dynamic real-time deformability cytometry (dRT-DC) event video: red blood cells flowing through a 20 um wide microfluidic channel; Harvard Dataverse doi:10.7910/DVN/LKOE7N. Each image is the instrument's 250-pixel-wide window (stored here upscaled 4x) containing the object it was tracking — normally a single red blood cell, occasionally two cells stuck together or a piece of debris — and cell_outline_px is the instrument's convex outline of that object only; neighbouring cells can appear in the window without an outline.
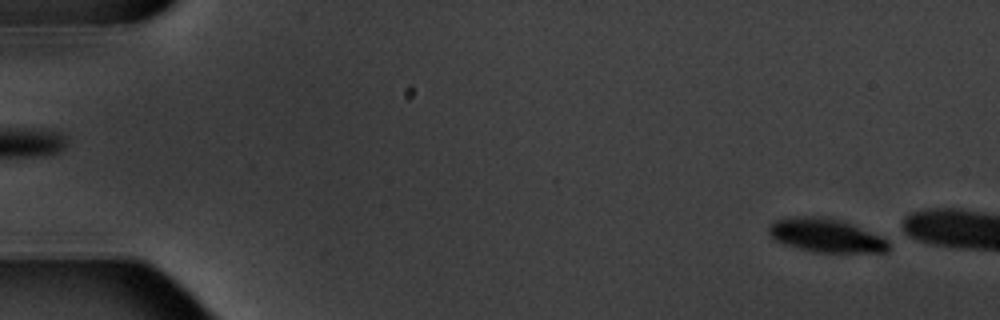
{"species": "common noctule bat (a hibernating species)", "species_latin": "Nyctalus noctula", "temperature_condition": "warm", "stored_images_in_passage": 5, "segment_of_instrument_passage": [2, 2], "camera_frame_rate_fps": 3000, "um_per_image_px": 0.085, "animal": {"sex": "male", "body_mass_g": 20.1, "forearm_length_mm": 53.5}, "frame": {"image": 1, "passage_image": 5, "time_ms": 5.0, "image_size_px": [1000, 320], "cell_outline_px": [[888, 252], [816, 252], [784, 244], [776, 240], [768, 232], [768, 224], [772, 220], [792, 216], [820, 216], [840, 220], [852, 224], [880, 236], [888, 240]], "centroid_in_image_um": [70.16, 19.99], "position_along_channel_um": 14.8, "area_um2": 23.41}}